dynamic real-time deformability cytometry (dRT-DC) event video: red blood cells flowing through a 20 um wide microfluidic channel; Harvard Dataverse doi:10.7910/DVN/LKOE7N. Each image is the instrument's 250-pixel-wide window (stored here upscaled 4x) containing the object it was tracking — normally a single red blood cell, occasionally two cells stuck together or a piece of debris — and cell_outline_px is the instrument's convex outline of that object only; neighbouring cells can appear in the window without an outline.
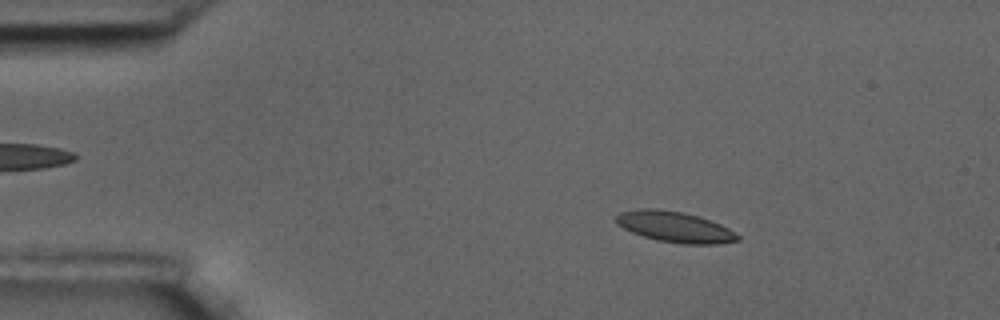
{"species": "common noctule bat (a hibernating species)", "species_latin": "Nyctalus noctula", "temperature_condition": "room temperature", "stored_images_in_passage": 57, "camera_frame_rate_fps": 3000, "um_per_image_px": 0.085, "animal": {"sex": "male", "body_mass_g": 17.5, "forearm_length_mm": 52.3}, "frame": {"image": 1, "passage_image": 9, "time_ms": 2.667, "image_size_px": [1000, 320], "cell_outline_px": [[740, 240], [716, 244], [684, 244], [656, 240], [632, 232], [624, 228], [616, 220], [616, 216], [620, 212], [636, 208], [656, 208], [684, 212], [700, 216], [720, 224], [736, 232], [740, 236]], "centroid_in_image_um": [57.39, 19.27], "position_along_channel_um": 27.6, "area_um2": 21.85}}
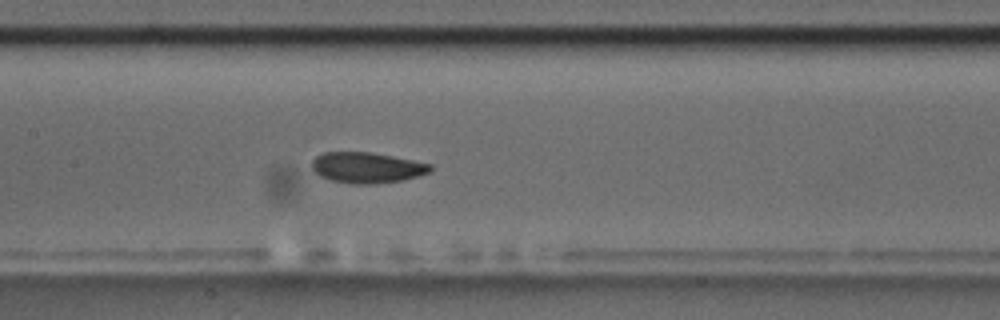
{"frame": {"image": 2, "passage_image": 27, "time_ms": 8.667, "image_size_px": [1000, 320], "cell_outline_px": [[432, 168], [428, 172], [420, 176], [400, 180], [372, 184], [352, 184], [328, 180], [320, 176], [312, 168], [312, 160], [316, 156], [324, 152], [368, 152], [392, 156], [432, 164]], "centroid_in_image_um": [31.16, 14.25], "position_along_channel_um": 176.2, "area_um2": 21.15}}
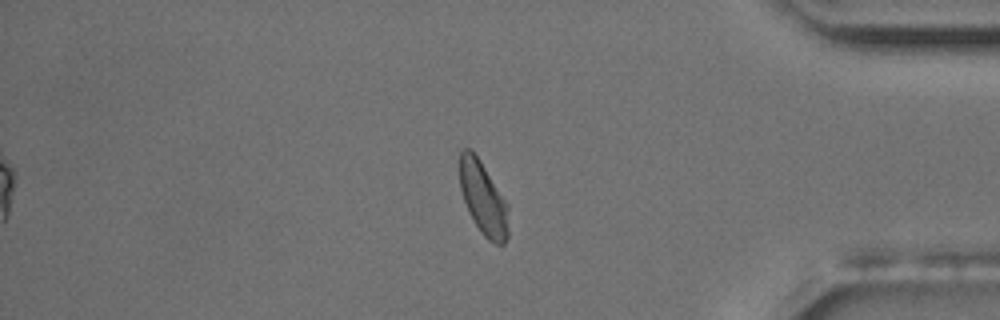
{"frame": {"image": 3, "passage_image": 48, "time_ms": 15.667, "image_size_px": [1000, 320], "cell_outline_px": [[508, 236], [504, 244], [496, 244], [488, 240], [480, 232], [464, 200], [460, 188], [460, 152], [464, 148], [472, 148], [480, 160], [508, 204]], "centroid_in_image_um": [41.09, 16.85], "position_along_channel_um": 394.1, "area_um2": 20.63}, "authors_computed_cell_mechanics": {"area_um2": 21.2704, "velocity_mm_per_s": 3.5032, "shape_relaxation_time_tau1_ms": 8.5294, "shape_relaxation_time_tau2_ms": 2.5563, "deformation_change_tau1": 0.1777, "deformation_change_tau2": 0.0613}}